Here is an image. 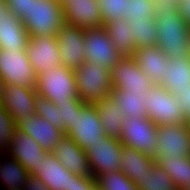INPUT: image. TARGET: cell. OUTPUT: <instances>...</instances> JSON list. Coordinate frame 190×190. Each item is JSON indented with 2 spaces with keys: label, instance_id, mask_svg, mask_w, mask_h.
Here are the masks:
<instances>
[{
  "label": "cell",
  "instance_id": "d6986e66",
  "mask_svg": "<svg viewBox=\"0 0 190 190\" xmlns=\"http://www.w3.org/2000/svg\"><path fill=\"white\" fill-rule=\"evenodd\" d=\"M28 39V31L21 19L7 8L0 15V49L22 52L27 48Z\"/></svg>",
  "mask_w": 190,
  "mask_h": 190
},
{
  "label": "cell",
  "instance_id": "8fae6325",
  "mask_svg": "<svg viewBox=\"0 0 190 190\" xmlns=\"http://www.w3.org/2000/svg\"><path fill=\"white\" fill-rule=\"evenodd\" d=\"M83 150L105 136L96 105L83 104L77 112L73 129L67 134Z\"/></svg>",
  "mask_w": 190,
  "mask_h": 190
},
{
  "label": "cell",
  "instance_id": "ee69618b",
  "mask_svg": "<svg viewBox=\"0 0 190 190\" xmlns=\"http://www.w3.org/2000/svg\"><path fill=\"white\" fill-rule=\"evenodd\" d=\"M179 0H155L157 5L163 4L165 2L167 3H178Z\"/></svg>",
  "mask_w": 190,
  "mask_h": 190
},
{
  "label": "cell",
  "instance_id": "7c38bea8",
  "mask_svg": "<svg viewBox=\"0 0 190 190\" xmlns=\"http://www.w3.org/2000/svg\"><path fill=\"white\" fill-rule=\"evenodd\" d=\"M26 53L37 77L62 64L56 36H29Z\"/></svg>",
  "mask_w": 190,
  "mask_h": 190
},
{
  "label": "cell",
  "instance_id": "d4e9b609",
  "mask_svg": "<svg viewBox=\"0 0 190 190\" xmlns=\"http://www.w3.org/2000/svg\"><path fill=\"white\" fill-rule=\"evenodd\" d=\"M156 163L155 159L138 150L123 146L120 171L133 183L146 174Z\"/></svg>",
  "mask_w": 190,
  "mask_h": 190
},
{
  "label": "cell",
  "instance_id": "4dcf8cb0",
  "mask_svg": "<svg viewBox=\"0 0 190 190\" xmlns=\"http://www.w3.org/2000/svg\"><path fill=\"white\" fill-rule=\"evenodd\" d=\"M156 163L174 180L179 190L190 184V157L155 159Z\"/></svg>",
  "mask_w": 190,
  "mask_h": 190
},
{
  "label": "cell",
  "instance_id": "ab89813d",
  "mask_svg": "<svg viewBox=\"0 0 190 190\" xmlns=\"http://www.w3.org/2000/svg\"><path fill=\"white\" fill-rule=\"evenodd\" d=\"M175 97L179 101L181 112L190 122V87L180 90V92L176 94Z\"/></svg>",
  "mask_w": 190,
  "mask_h": 190
},
{
  "label": "cell",
  "instance_id": "f35d334b",
  "mask_svg": "<svg viewBox=\"0 0 190 190\" xmlns=\"http://www.w3.org/2000/svg\"><path fill=\"white\" fill-rule=\"evenodd\" d=\"M7 7L18 18H22L24 13H29L31 0H6Z\"/></svg>",
  "mask_w": 190,
  "mask_h": 190
},
{
  "label": "cell",
  "instance_id": "4316f807",
  "mask_svg": "<svg viewBox=\"0 0 190 190\" xmlns=\"http://www.w3.org/2000/svg\"><path fill=\"white\" fill-rule=\"evenodd\" d=\"M111 96L117 102L124 117H147L146 94L112 88Z\"/></svg>",
  "mask_w": 190,
  "mask_h": 190
},
{
  "label": "cell",
  "instance_id": "5bb4252c",
  "mask_svg": "<svg viewBox=\"0 0 190 190\" xmlns=\"http://www.w3.org/2000/svg\"><path fill=\"white\" fill-rule=\"evenodd\" d=\"M56 40L63 66L75 70L86 62L84 29L65 23L58 31Z\"/></svg>",
  "mask_w": 190,
  "mask_h": 190
},
{
  "label": "cell",
  "instance_id": "1f68e13d",
  "mask_svg": "<svg viewBox=\"0 0 190 190\" xmlns=\"http://www.w3.org/2000/svg\"><path fill=\"white\" fill-rule=\"evenodd\" d=\"M99 190H138L120 170L96 177Z\"/></svg>",
  "mask_w": 190,
  "mask_h": 190
},
{
  "label": "cell",
  "instance_id": "e0dca14e",
  "mask_svg": "<svg viewBox=\"0 0 190 190\" xmlns=\"http://www.w3.org/2000/svg\"><path fill=\"white\" fill-rule=\"evenodd\" d=\"M51 152L45 151L37 141L19 129H15L7 154L19 161L31 173Z\"/></svg>",
  "mask_w": 190,
  "mask_h": 190
},
{
  "label": "cell",
  "instance_id": "d6a6232c",
  "mask_svg": "<svg viewBox=\"0 0 190 190\" xmlns=\"http://www.w3.org/2000/svg\"><path fill=\"white\" fill-rule=\"evenodd\" d=\"M36 115L49 120V122L56 126L57 129L64 132V126L59 114V107L51 100L36 93L35 97Z\"/></svg>",
  "mask_w": 190,
  "mask_h": 190
},
{
  "label": "cell",
  "instance_id": "f6af8a7d",
  "mask_svg": "<svg viewBox=\"0 0 190 190\" xmlns=\"http://www.w3.org/2000/svg\"><path fill=\"white\" fill-rule=\"evenodd\" d=\"M4 88H5L4 79L0 75V97H2V93L4 91Z\"/></svg>",
  "mask_w": 190,
  "mask_h": 190
},
{
  "label": "cell",
  "instance_id": "e575fe53",
  "mask_svg": "<svg viewBox=\"0 0 190 190\" xmlns=\"http://www.w3.org/2000/svg\"><path fill=\"white\" fill-rule=\"evenodd\" d=\"M157 4L155 0H128V13L124 19L139 20L146 16H156Z\"/></svg>",
  "mask_w": 190,
  "mask_h": 190
},
{
  "label": "cell",
  "instance_id": "f1b7e54d",
  "mask_svg": "<svg viewBox=\"0 0 190 190\" xmlns=\"http://www.w3.org/2000/svg\"><path fill=\"white\" fill-rule=\"evenodd\" d=\"M156 16H146L139 20L129 19L132 39L135 42V49L157 44V28L155 26Z\"/></svg>",
  "mask_w": 190,
  "mask_h": 190
},
{
  "label": "cell",
  "instance_id": "5b68a950",
  "mask_svg": "<svg viewBox=\"0 0 190 190\" xmlns=\"http://www.w3.org/2000/svg\"><path fill=\"white\" fill-rule=\"evenodd\" d=\"M146 96L147 117L157 126L189 122L181 112L178 99L165 87L155 84Z\"/></svg>",
  "mask_w": 190,
  "mask_h": 190
},
{
  "label": "cell",
  "instance_id": "277c9868",
  "mask_svg": "<svg viewBox=\"0 0 190 190\" xmlns=\"http://www.w3.org/2000/svg\"><path fill=\"white\" fill-rule=\"evenodd\" d=\"M78 98L85 104L95 105L111 95L110 70L92 61L84 62L74 70Z\"/></svg>",
  "mask_w": 190,
  "mask_h": 190
},
{
  "label": "cell",
  "instance_id": "836d02e7",
  "mask_svg": "<svg viewBox=\"0 0 190 190\" xmlns=\"http://www.w3.org/2000/svg\"><path fill=\"white\" fill-rule=\"evenodd\" d=\"M102 14L103 26L111 20L124 19L128 13V0H98Z\"/></svg>",
  "mask_w": 190,
  "mask_h": 190
},
{
  "label": "cell",
  "instance_id": "484cf974",
  "mask_svg": "<svg viewBox=\"0 0 190 190\" xmlns=\"http://www.w3.org/2000/svg\"><path fill=\"white\" fill-rule=\"evenodd\" d=\"M95 105L98 110L100 121L103 124L105 135L119 138L125 117L121 113L115 99L110 95Z\"/></svg>",
  "mask_w": 190,
  "mask_h": 190
},
{
  "label": "cell",
  "instance_id": "cb8c5ba5",
  "mask_svg": "<svg viewBox=\"0 0 190 190\" xmlns=\"http://www.w3.org/2000/svg\"><path fill=\"white\" fill-rule=\"evenodd\" d=\"M29 176L19 161L7 153L0 154V190H22Z\"/></svg>",
  "mask_w": 190,
  "mask_h": 190
},
{
  "label": "cell",
  "instance_id": "60d3db41",
  "mask_svg": "<svg viewBox=\"0 0 190 190\" xmlns=\"http://www.w3.org/2000/svg\"><path fill=\"white\" fill-rule=\"evenodd\" d=\"M22 190H50L43 182L37 177L30 175Z\"/></svg>",
  "mask_w": 190,
  "mask_h": 190
},
{
  "label": "cell",
  "instance_id": "8d00e7d4",
  "mask_svg": "<svg viewBox=\"0 0 190 190\" xmlns=\"http://www.w3.org/2000/svg\"><path fill=\"white\" fill-rule=\"evenodd\" d=\"M84 103H65L58 104L59 114L64 126V134L67 135L74 125L75 112L83 105Z\"/></svg>",
  "mask_w": 190,
  "mask_h": 190
},
{
  "label": "cell",
  "instance_id": "7dc6e473",
  "mask_svg": "<svg viewBox=\"0 0 190 190\" xmlns=\"http://www.w3.org/2000/svg\"><path fill=\"white\" fill-rule=\"evenodd\" d=\"M184 190H190V184H188Z\"/></svg>",
  "mask_w": 190,
  "mask_h": 190
},
{
  "label": "cell",
  "instance_id": "6da1fadb",
  "mask_svg": "<svg viewBox=\"0 0 190 190\" xmlns=\"http://www.w3.org/2000/svg\"><path fill=\"white\" fill-rule=\"evenodd\" d=\"M157 46L168 58L190 56V26L178 13V3L157 5Z\"/></svg>",
  "mask_w": 190,
  "mask_h": 190
},
{
  "label": "cell",
  "instance_id": "7402d4cb",
  "mask_svg": "<svg viewBox=\"0 0 190 190\" xmlns=\"http://www.w3.org/2000/svg\"><path fill=\"white\" fill-rule=\"evenodd\" d=\"M131 56L142 72L155 84L162 81L168 56L157 45L135 49Z\"/></svg>",
  "mask_w": 190,
  "mask_h": 190
},
{
  "label": "cell",
  "instance_id": "9a60e30c",
  "mask_svg": "<svg viewBox=\"0 0 190 190\" xmlns=\"http://www.w3.org/2000/svg\"><path fill=\"white\" fill-rule=\"evenodd\" d=\"M36 88L19 87L16 84H5L2 93V104L14 119L17 126L28 116L36 115Z\"/></svg>",
  "mask_w": 190,
  "mask_h": 190
},
{
  "label": "cell",
  "instance_id": "ba28073f",
  "mask_svg": "<svg viewBox=\"0 0 190 190\" xmlns=\"http://www.w3.org/2000/svg\"><path fill=\"white\" fill-rule=\"evenodd\" d=\"M0 75L5 84L36 88L37 76L26 50L18 52L0 49Z\"/></svg>",
  "mask_w": 190,
  "mask_h": 190
},
{
  "label": "cell",
  "instance_id": "bcb514c9",
  "mask_svg": "<svg viewBox=\"0 0 190 190\" xmlns=\"http://www.w3.org/2000/svg\"><path fill=\"white\" fill-rule=\"evenodd\" d=\"M4 108V106H3V104H2V99H1V97H0V112H1V110Z\"/></svg>",
  "mask_w": 190,
  "mask_h": 190
},
{
  "label": "cell",
  "instance_id": "52a82bcc",
  "mask_svg": "<svg viewBox=\"0 0 190 190\" xmlns=\"http://www.w3.org/2000/svg\"><path fill=\"white\" fill-rule=\"evenodd\" d=\"M157 139L154 159L190 157V122L157 126Z\"/></svg>",
  "mask_w": 190,
  "mask_h": 190
},
{
  "label": "cell",
  "instance_id": "8992f818",
  "mask_svg": "<svg viewBox=\"0 0 190 190\" xmlns=\"http://www.w3.org/2000/svg\"><path fill=\"white\" fill-rule=\"evenodd\" d=\"M119 139L123 146L153 157L157 151V125L148 117H125Z\"/></svg>",
  "mask_w": 190,
  "mask_h": 190
},
{
  "label": "cell",
  "instance_id": "d590c367",
  "mask_svg": "<svg viewBox=\"0 0 190 190\" xmlns=\"http://www.w3.org/2000/svg\"><path fill=\"white\" fill-rule=\"evenodd\" d=\"M17 126L9 112L3 108L0 112V154L7 153L11 146V139Z\"/></svg>",
  "mask_w": 190,
  "mask_h": 190
},
{
  "label": "cell",
  "instance_id": "b9f144b4",
  "mask_svg": "<svg viewBox=\"0 0 190 190\" xmlns=\"http://www.w3.org/2000/svg\"><path fill=\"white\" fill-rule=\"evenodd\" d=\"M178 13L190 26V0L178 1Z\"/></svg>",
  "mask_w": 190,
  "mask_h": 190
},
{
  "label": "cell",
  "instance_id": "ac0fdd59",
  "mask_svg": "<svg viewBox=\"0 0 190 190\" xmlns=\"http://www.w3.org/2000/svg\"><path fill=\"white\" fill-rule=\"evenodd\" d=\"M59 162L70 172L79 176H93L85 150L72 138L64 135L52 151Z\"/></svg>",
  "mask_w": 190,
  "mask_h": 190
},
{
  "label": "cell",
  "instance_id": "83f0119b",
  "mask_svg": "<svg viewBox=\"0 0 190 190\" xmlns=\"http://www.w3.org/2000/svg\"><path fill=\"white\" fill-rule=\"evenodd\" d=\"M115 48L123 56H131L135 51L130 24L126 19L111 20L103 26Z\"/></svg>",
  "mask_w": 190,
  "mask_h": 190
},
{
  "label": "cell",
  "instance_id": "74e56055",
  "mask_svg": "<svg viewBox=\"0 0 190 190\" xmlns=\"http://www.w3.org/2000/svg\"><path fill=\"white\" fill-rule=\"evenodd\" d=\"M97 185L96 178L93 176L71 174L70 190H93Z\"/></svg>",
  "mask_w": 190,
  "mask_h": 190
},
{
  "label": "cell",
  "instance_id": "4fadbf2b",
  "mask_svg": "<svg viewBox=\"0 0 190 190\" xmlns=\"http://www.w3.org/2000/svg\"><path fill=\"white\" fill-rule=\"evenodd\" d=\"M112 87L128 92H142L146 94L155 83L148 78L132 56H122L118 63L110 70Z\"/></svg>",
  "mask_w": 190,
  "mask_h": 190
},
{
  "label": "cell",
  "instance_id": "3957f363",
  "mask_svg": "<svg viewBox=\"0 0 190 190\" xmlns=\"http://www.w3.org/2000/svg\"><path fill=\"white\" fill-rule=\"evenodd\" d=\"M36 92L51 100L55 105L84 103L78 98L74 70L62 64L37 77Z\"/></svg>",
  "mask_w": 190,
  "mask_h": 190
},
{
  "label": "cell",
  "instance_id": "2e32d148",
  "mask_svg": "<svg viewBox=\"0 0 190 190\" xmlns=\"http://www.w3.org/2000/svg\"><path fill=\"white\" fill-rule=\"evenodd\" d=\"M65 23L82 29L103 26L98 0H65L63 3Z\"/></svg>",
  "mask_w": 190,
  "mask_h": 190
},
{
  "label": "cell",
  "instance_id": "f546056e",
  "mask_svg": "<svg viewBox=\"0 0 190 190\" xmlns=\"http://www.w3.org/2000/svg\"><path fill=\"white\" fill-rule=\"evenodd\" d=\"M134 184L138 190H179L174 180L157 163Z\"/></svg>",
  "mask_w": 190,
  "mask_h": 190
},
{
  "label": "cell",
  "instance_id": "30bf717a",
  "mask_svg": "<svg viewBox=\"0 0 190 190\" xmlns=\"http://www.w3.org/2000/svg\"><path fill=\"white\" fill-rule=\"evenodd\" d=\"M84 53L86 61L102 65L111 70L122 58V54L115 48L106 29H84Z\"/></svg>",
  "mask_w": 190,
  "mask_h": 190
},
{
  "label": "cell",
  "instance_id": "7bdbcfd3",
  "mask_svg": "<svg viewBox=\"0 0 190 190\" xmlns=\"http://www.w3.org/2000/svg\"><path fill=\"white\" fill-rule=\"evenodd\" d=\"M6 0H0V15H3V12L7 9Z\"/></svg>",
  "mask_w": 190,
  "mask_h": 190
},
{
  "label": "cell",
  "instance_id": "44dd1931",
  "mask_svg": "<svg viewBox=\"0 0 190 190\" xmlns=\"http://www.w3.org/2000/svg\"><path fill=\"white\" fill-rule=\"evenodd\" d=\"M71 174L52 152L30 173L42 180L50 190H70Z\"/></svg>",
  "mask_w": 190,
  "mask_h": 190
},
{
  "label": "cell",
  "instance_id": "9c48e42d",
  "mask_svg": "<svg viewBox=\"0 0 190 190\" xmlns=\"http://www.w3.org/2000/svg\"><path fill=\"white\" fill-rule=\"evenodd\" d=\"M123 144L119 138L105 135L85 150L93 177L118 171L121 165Z\"/></svg>",
  "mask_w": 190,
  "mask_h": 190
},
{
  "label": "cell",
  "instance_id": "603a6c76",
  "mask_svg": "<svg viewBox=\"0 0 190 190\" xmlns=\"http://www.w3.org/2000/svg\"><path fill=\"white\" fill-rule=\"evenodd\" d=\"M165 74L159 85L165 87L174 96L180 90L190 87V56L168 58Z\"/></svg>",
  "mask_w": 190,
  "mask_h": 190
},
{
  "label": "cell",
  "instance_id": "c3c4849f",
  "mask_svg": "<svg viewBox=\"0 0 190 190\" xmlns=\"http://www.w3.org/2000/svg\"><path fill=\"white\" fill-rule=\"evenodd\" d=\"M93 190H99V187H98V185L93 189Z\"/></svg>",
  "mask_w": 190,
  "mask_h": 190
},
{
  "label": "cell",
  "instance_id": "ffe728a7",
  "mask_svg": "<svg viewBox=\"0 0 190 190\" xmlns=\"http://www.w3.org/2000/svg\"><path fill=\"white\" fill-rule=\"evenodd\" d=\"M17 129L31 136L45 150L52 152L57 142L65 135L49 120L37 115L28 116L17 125Z\"/></svg>",
  "mask_w": 190,
  "mask_h": 190
},
{
  "label": "cell",
  "instance_id": "7a4b0ae2",
  "mask_svg": "<svg viewBox=\"0 0 190 190\" xmlns=\"http://www.w3.org/2000/svg\"><path fill=\"white\" fill-rule=\"evenodd\" d=\"M21 21L29 36H56L65 24L63 5L58 0H31Z\"/></svg>",
  "mask_w": 190,
  "mask_h": 190
}]
</instances>
